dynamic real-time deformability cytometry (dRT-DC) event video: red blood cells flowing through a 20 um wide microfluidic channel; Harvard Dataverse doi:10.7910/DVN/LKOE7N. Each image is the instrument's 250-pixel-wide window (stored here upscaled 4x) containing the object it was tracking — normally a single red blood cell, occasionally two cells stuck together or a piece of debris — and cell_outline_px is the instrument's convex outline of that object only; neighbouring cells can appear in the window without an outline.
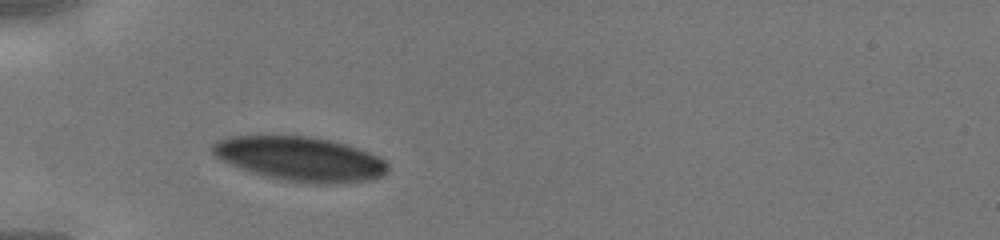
{"species": "human", "species_latin": "Homo sapiens", "temperature_condition": "cold", "stored_images_in_passage": 26, "camera_frame_rate_fps": 3000, "um_per_image_px": 0.085, "donor": {"sex": "male"}, "frame": {"image": 1, "passage_image": 1, "time_ms": 0.0, "image_size_px": [1000, 240], "cell_outline_px": [[388, 168], [380, 176], [372, 180], [336, 184], [320, 184], [288, 180], [268, 176], [252, 172], [232, 164], [216, 156], [212, 152], [212, 144], [216, 140], [228, 136], [308, 136], [332, 140], [348, 144], [380, 156], [388, 164]], "centroid_in_image_um": [25.57, 13.49], "position_along_channel_um": 59.4, "area_um2": 45.03}}
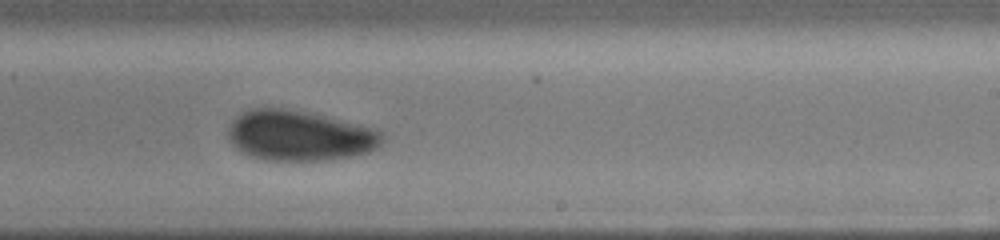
{"frame": {"image": 2, "passage_image": 15, "time_ms": 4.667, "image_size_px": [1000, 240], "cell_outline_px": [[384, 140], [376, 148], [368, 152], [352, 156], [332, 160], [264, 160], [248, 156], [240, 152], [228, 140], [228, 128], [232, 120], [236, 116], [252, 108], [284, 108], [308, 112], [376, 128], [384, 136]], "centroid_in_image_um": [25.44, 11.54], "position_along_channel_um": 263.6, "area_um2": 45.49}}
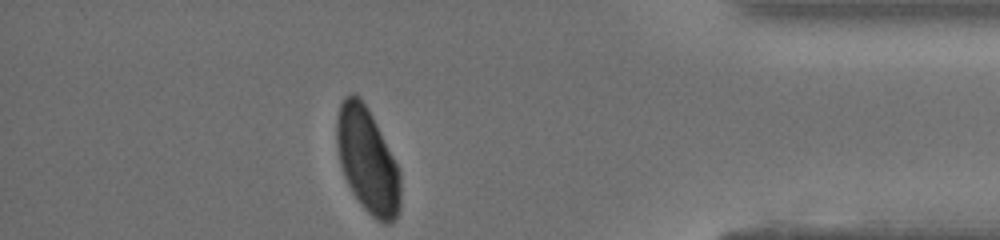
{"frame": {"image": 3, "passage_image": 26, "time_ms": 8.333, "image_size_px": [1000, 240], "cell_outline_px": [[400, 208], [392, 224], [384, 224], [376, 220], [360, 204], [352, 192], [344, 176], [340, 164], [336, 144], [336, 120], [340, 104], [344, 96], [352, 92], [356, 92], [360, 96], [368, 108], [400, 172]], "centroid_in_image_um": [31.21, 13.63], "position_along_channel_um": 404.0, "area_um2": 39.02}}